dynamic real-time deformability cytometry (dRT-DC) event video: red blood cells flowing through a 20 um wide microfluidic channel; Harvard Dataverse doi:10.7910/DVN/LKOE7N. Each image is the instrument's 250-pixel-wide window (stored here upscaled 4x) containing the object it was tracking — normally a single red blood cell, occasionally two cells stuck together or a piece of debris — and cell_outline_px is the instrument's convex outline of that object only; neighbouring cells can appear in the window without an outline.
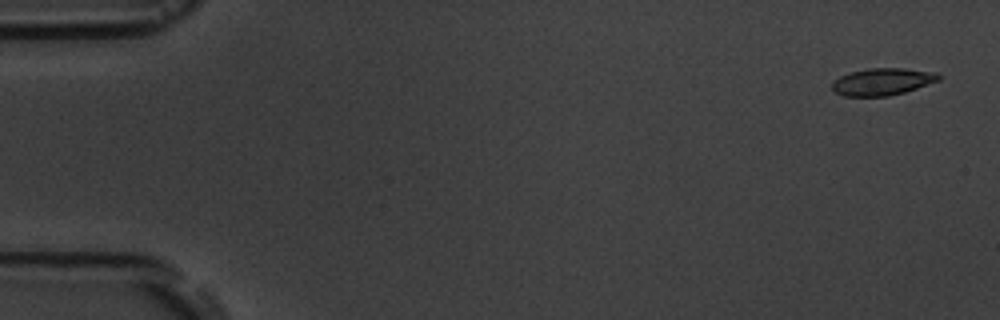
{"species": "common noctule bat (a hibernating species)", "species_latin": "Nyctalus noctula", "temperature_condition": "room temperature", "stored_images_in_passage": 5, "camera_frame_rate_fps": 3000, "um_per_image_px": 0.085, "animal": {"sex": "male", "body_mass_g": 19.5, "forearm_length_mm": 54.6}, "frame": {"image": 1, "passage_image": 1, "time_ms": 0.0, "image_size_px": [1000, 320], "cell_outline_px": [[940, 80], [904, 92], [888, 96], [844, 96], [836, 92], [832, 88], [832, 84], [840, 76], [852, 72], [868, 68], [904, 68], [936, 72], [940, 76]], "centroid_in_image_um": [75.02, 6.94], "position_along_channel_um": 10.0, "area_um2": 16.65}}
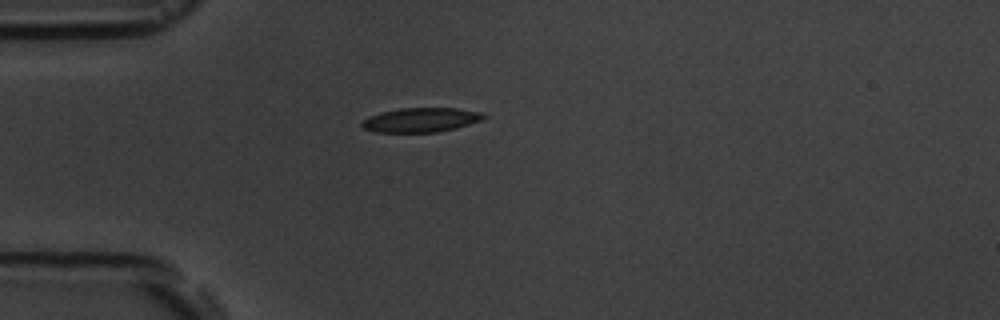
{"frame": {"image": 2, "passage_image": 4, "time_ms": 4.333, "image_size_px": [1000, 320], "cell_outline_px": [[488, 116], [480, 120], [456, 128], [436, 132], [376, 132], [364, 128], [360, 124], [368, 116], [380, 112], [400, 108], [456, 108], [480, 112]], "centroid_in_image_um": [35.75, 10.19], "position_along_channel_um": 49.2, "area_um2": 17.17}}